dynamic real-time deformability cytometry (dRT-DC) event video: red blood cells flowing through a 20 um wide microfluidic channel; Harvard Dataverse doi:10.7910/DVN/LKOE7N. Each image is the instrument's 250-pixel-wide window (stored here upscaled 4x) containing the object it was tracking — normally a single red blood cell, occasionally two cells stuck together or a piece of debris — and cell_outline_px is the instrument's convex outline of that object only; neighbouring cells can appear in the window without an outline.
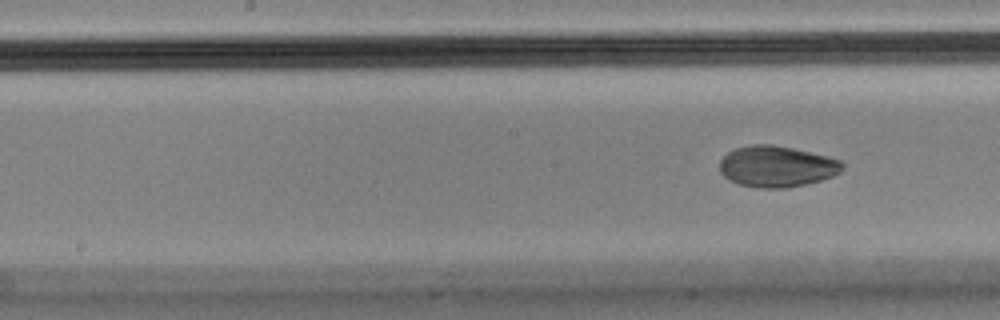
{"species": "Egyptian fruit bat (a non-hibernating species)", "species_latin": "Rousettus aegyptiacus", "temperature_condition": "cold", "stored_images_in_passage": 9, "segment_of_instrument_passage": [2, 2], "camera_frame_rate_fps": 3000, "um_per_image_px": 0.085, "animal": {"sex": "male"}, "frame": {"image": 1, "passage_image": 9, "time_ms": 2.667, "image_size_px": [1000, 320], "cell_outline_px": [[844, 168], [840, 172], [832, 176], [820, 180], [788, 188], [756, 188], [736, 184], [728, 180], [720, 172], [720, 160], [728, 152], [736, 148], [752, 144], [772, 144], [792, 148], [828, 156], [840, 160], [844, 164]], "centroid_in_image_um": [66.0, 14.15], "position_along_channel_um": 182.2, "area_um2": 29.59}}